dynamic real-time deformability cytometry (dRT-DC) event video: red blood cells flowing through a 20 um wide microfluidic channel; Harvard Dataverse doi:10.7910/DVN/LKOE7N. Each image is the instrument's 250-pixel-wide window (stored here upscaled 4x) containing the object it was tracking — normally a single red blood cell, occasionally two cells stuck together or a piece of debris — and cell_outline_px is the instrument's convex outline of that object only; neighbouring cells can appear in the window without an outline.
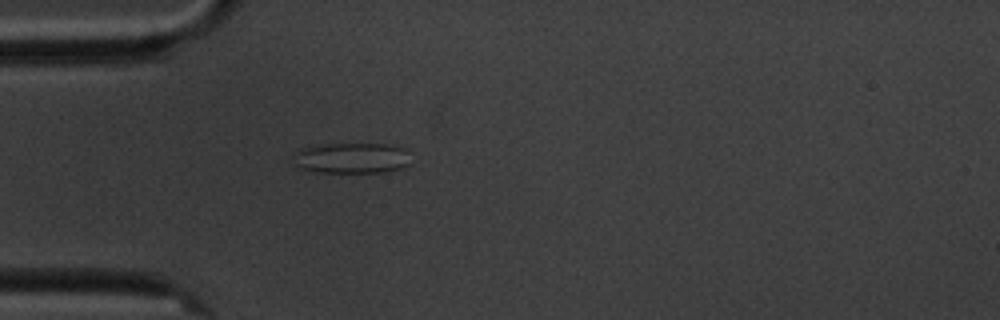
{"species": "common noctule bat (a hibernating species)", "species_latin": "Nyctalus noctula", "temperature_condition": "cold", "stored_images_in_passage": 4, "camera_frame_rate_fps": 3000, "um_per_image_px": 0.085, "animal": {"sex": "male", "body_mass_g": 20.1, "forearm_length_mm": 53.5}, "frame": {"image": 1, "passage_image": 4, "time_ms": 3.667, "image_size_px": [1000, 320], "cell_outline_px": [[408, 164], [404, 168], [388, 172], [316, 172], [300, 168], [296, 164], [292, 156], [300, 148], [324, 144], [392, 144], [408, 148]], "centroid_in_image_um": [29.93, 13.43], "position_along_channel_um": 55.1, "area_um2": 21.27}}